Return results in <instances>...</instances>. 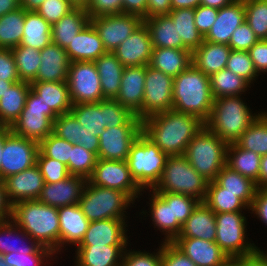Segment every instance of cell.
Instances as JSON below:
<instances>
[{"instance_id": "obj_1", "label": "cell", "mask_w": 267, "mask_h": 266, "mask_svg": "<svg viewBox=\"0 0 267 266\" xmlns=\"http://www.w3.org/2000/svg\"><path fill=\"white\" fill-rule=\"evenodd\" d=\"M198 117L174 109L142 120V133L168 156L185 155L188 143L204 127Z\"/></svg>"}, {"instance_id": "obj_2", "label": "cell", "mask_w": 267, "mask_h": 266, "mask_svg": "<svg viewBox=\"0 0 267 266\" xmlns=\"http://www.w3.org/2000/svg\"><path fill=\"white\" fill-rule=\"evenodd\" d=\"M11 220L39 245L59 252L58 208L38 199L20 201L12 206Z\"/></svg>"}, {"instance_id": "obj_3", "label": "cell", "mask_w": 267, "mask_h": 266, "mask_svg": "<svg viewBox=\"0 0 267 266\" xmlns=\"http://www.w3.org/2000/svg\"><path fill=\"white\" fill-rule=\"evenodd\" d=\"M210 77L191 64L174 77V110L198 117L204 123L208 120L213 107Z\"/></svg>"}, {"instance_id": "obj_4", "label": "cell", "mask_w": 267, "mask_h": 266, "mask_svg": "<svg viewBox=\"0 0 267 266\" xmlns=\"http://www.w3.org/2000/svg\"><path fill=\"white\" fill-rule=\"evenodd\" d=\"M240 97L239 95L215 98L211 114L205 122V126L227 144L236 143L260 115L252 114Z\"/></svg>"}, {"instance_id": "obj_5", "label": "cell", "mask_w": 267, "mask_h": 266, "mask_svg": "<svg viewBox=\"0 0 267 266\" xmlns=\"http://www.w3.org/2000/svg\"><path fill=\"white\" fill-rule=\"evenodd\" d=\"M228 144L205 125L188 143L185 156L190 165L207 181H215L226 165Z\"/></svg>"}, {"instance_id": "obj_6", "label": "cell", "mask_w": 267, "mask_h": 266, "mask_svg": "<svg viewBox=\"0 0 267 266\" xmlns=\"http://www.w3.org/2000/svg\"><path fill=\"white\" fill-rule=\"evenodd\" d=\"M209 181L189 163L185 155L169 156L162 176L153 188L157 193H178L204 202Z\"/></svg>"}, {"instance_id": "obj_7", "label": "cell", "mask_w": 267, "mask_h": 266, "mask_svg": "<svg viewBox=\"0 0 267 266\" xmlns=\"http://www.w3.org/2000/svg\"><path fill=\"white\" fill-rule=\"evenodd\" d=\"M168 157L143 133L132 143L127 163L132 178L143 191L157 185Z\"/></svg>"}, {"instance_id": "obj_8", "label": "cell", "mask_w": 267, "mask_h": 266, "mask_svg": "<svg viewBox=\"0 0 267 266\" xmlns=\"http://www.w3.org/2000/svg\"><path fill=\"white\" fill-rule=\"evenodd\" d=\"M131 203L133 204L134 200L127 193L95 186L87 180L78 204L85 217L92 222L125 219L126 209Z\"/></svg>"}, {"instance_id": "obj_9", "label": "cell", "mask_w": 267, "mask_h": 266, "mask_svg": "<svg viewBox=\"0 0 267 266\" xmlns=\"http://www.w3.org/2000/svg\"><path fill=\"white\" fill-rule=\"evenodd\" d=\"M57 116L52 108H47L46 104L30 90L25 107L10 127V131L40 143L53 132V121Z\"/></svg>"}, {"instance_id": "obj_10", "label": "cell", "mask_w": 267, "mask_h": 266, "mask_svg": "<svg viewBox=\"0 0 267 266\" xmlns=\"http://www.w3.org/2000/svg\"><path fill=\"white\" fill-rule=\"evenodd\" d=\"M215 220V242L229 258L250 255L259 249L255 244H251L245 239L247 221L243 213H215Z\"/></svg>"}, {"instance_id": "obj_11", "label": "cell", "mask_w": 267, "mask_h": 266, "mask_svg": "<svg viewBox=\"0 0 267 266\" xmlns=\"http://www.w3.org/2000/svg\"><path fill=\"white\" fill-rule=\"evenodd\" d=\"M73 105L104 100L100 77L94 61L71 62L67 79Z\"/></svg>"}, {"instance_id": "obj_12", "label": "cell", "mask_w": 267, "mask_h": 266, "mask_svg": "<svg viewBox=\"0 0 267 266\" xmlns=\"http://www.w3.org/2000/svg\"><path fill=\"white\" fill-rule=\"evenodd\" d=\"M39 143L15 135L11 131L4 138L0 164V180L20 173L37 163Z\"/></svg>"}, {"instance_id": "obj_13", "label": "cell", "mask_w": 267, "mask_h": 266, "mask_svg": "<svg viewBox=\"0 0 267 266\" xmlns=\"http://www.w3.org/2000/svg\"><path fill=\"white\" fill-rule=\"evenodd\" d=\"M174 78L146 65L144 100L142 111L137 115L141 120L173 108Z\"/></svg>"}, {"instance_id": "obj_14", "label": "cell", "mask_w": 267, "mask_h": 266, "mask_svg": "<svg viewBox=\"0 0 267 266\" xmlns=\"http://www.w3.org/2000/svg\"><path fill=\"white\" fill-rule=\"evenodd\" d=\"M87 180L95 186L127 193L134 201L143 192L132 178L127 161L98 159Z\"/></svg>"}, {"instance_id": "obj_15", "label": "cell", "mask_w": 267, "mask_h": 266, "mask_svg": "<svg viewBox=\"0 0 267 266\" xmlns=\"http://www.w3.org/2000/svg\"><path fill=\"white\" fill-rule=\"evenodd\" d=\"M142 133V120L132 125L107 127L99 136L98 159L127 161L132 143Z\"/></svg>"}, {"instance_id": "obj_16", "label": "cell", "mask_w": 267, "mask_h": 266, "mask_svg": "<svg viewBox=\"0 0 267 266\" xmlns=\"http://www.w3.org/2000/svg\"><path fill=\"white\" fill-rule=\"evenodd\" d=\"M142 22L141 17L124 13L90 18L107 52H113Z\"/></svg>"}, {"instance_id": "obj_17", "label": "cell", "mask_w": 267, "mask_h": 266, "mask_svg": "<svg viewBox=\"0 0 267 266\" xmlns=\"http://www.w3.org/2000/svg\"><path fill=\"white\" fill-rule=\"evenodd\" d=\"M152 48L148 28L142 22L113 53L124 67L146 66L150 63Z\"/></svg>"}, {"instance_id": "obj_18", "label": "cell", "mask_w": 267, "mask_h": 266, "mask_svg": "<svg viewBox=\"0 0 267 266\" xmlns=\"http://www.w3.org/2000/svg\"><path fill=\"white\" fill-rule=\"evenodd\" d=\"M4 183L7 199L12 206L20 201L38 199L45 185L37 164L9 176L4 180Z\"/></svg>"}, {"instance_id": "obj_19", "label": "cell", "mask_w": 267, "mask_h": 266, "mask_svg": "<svg viewBox=\"0 0 267 266\" xmlns=\"http://www.w3.org/2000/svg\"><path fill=\"white\" fill-rule=\"evenodd\" d=\"M87 179L80 175H70L56 183H45L38 200L52 207L78 204Z\"/></svg>"}, {"instance_id": "obj_20", "label": "cell", "mask_w": 267, "mask_h": 266, "mask_svg": "<svg viewBox=\"0 0 267 266\" xmlns=\"http://www.w3.org/2000/svg\"><path fill=\"white\" fill-rule=\"evenodd\" d=\"M146 66L124 67L116 101L137 116L142 111Z\"/></svg>"}, {"instance_id": "obj_21", "label": "cell", "mask_w": 267, "mask_h": 266, "mask_svg": "<svg viewBox=\"0 0 267 266\" xmlns=\"http://www.w3.org/2000/svg\"><path fill=\"white\" fill-rule=\"evenodd\" d=\"M126 219H105L89 223L79 245H128Z\"/></svg>"}, {"instance_id": "obj_22", "label": "cell", "mask_w": 267, "mask_h": 266, "mask_svg": "<svg viewBox=\"0 0 267 266\" xmlns=\"http://www.w3.org/2000/svg\"><path fill=\"white\" fill-rule=\"evenodd\" d=\"M172 243L196 266H218L229 258L215 241L177 237Z\"/></svg>"}, {"instance_id": "obj_23", "label": "cell", "mask_w": 267, "mask_h": 266, "mask_svg": "<svg viewBox=\"0 0 267 266\" xmlns=\"http://www.w3.org/2000/svg\"><path fill=\"white\" fill-rule=\"evenodd\" d=\"M41 64L34 81H67L70 59L64 48L51 42L40 50Z\"/></svg>"}, {"instance_id": "obj_24", "label": "cell", "mask_w": 267, "mask_h": 266, "mask_svg": "<svg viewBox=\"0 0 267 266\" xmlns=\"http://www.w3.org/2000/svg\"><path fill=\"white\" fill-rule=\"evenodd\" d=\"M244 20V3L234 0L231 4L218 9L217 18L204 40L229 45L232 33Z\"/></svg>"}, {"instance_id": "obj_25", "label": "cell", "mask_w": 267, "mask_h": 266, "mask_svg": "<svg viewBox=\"0 0 267 266\" xmlns=\"http://www.w3.org/2000/svg\"><path fill=\"white\" fill-rule=\"evenodd\" d=\"M59 216V252L65 244L78 246L84 238L90 221L85 217L79 204L58 208ZM63 245V246H62Z\"/></svg>"}, {"instance_id": "obj_26", "label": "cell", "mask_w": 267, "mask_h": 266, "mask_svg": "<svg viewBox=\"0 0 267 266\" xmlns=\"http://www.w3.org/2000/svg\"><path fill=\"white\" fill-rule=\"evenodd\" d=\"M71 62L95 61L107 51L93 25L89 22L65 48Z\"/></svg>"}, {"instance_id": "obj_27", "label": "cell", "mask_w": 267, "mask_h": 266, "mask_svg": "<svg viewBox=\"0 0 267 266\" xmlns=\"http://www.w3.org/2000/svg\"><path fill=\"white\" fill-rule=\"evenodd\" d=\"M231 47L227 44L203 43L192 52V64L205 75L211 76L226 67Z\"/></svg>"}, {"instance_id": "obj_28", "label": "cell", "mask_w": 267, "mask_h": 266, "mask_svg": "<svg viewBox=\"0 0 267 266\" xmlns=\"http://www.w3.org/2000/svg\"><path fill=\"white\" fill-rule=\"evenodd\" d=\"M127 245H78L74 262L79 266H121Z\"/></svg>"}, {"instance_id": "obj_29", "label": "cell", "mask_w": 267, "mask_h": 266, "mask_svg": "<svg viewBox=\"0 0 267 266\" xmlns=\"http://www.w3.org/2000/svg\"><path fill=\"white\" fill-rule=\"evenodd\" d=\"M30 86V90L46 104L47 108H52L57 115L70 112L73 104L67 81H33Z\"/></svg>"}, {"instance_id": "obj_30", "label": "cell", "mask_w": 267, "mask_h": 266, "mask_svg": "<svg viewBox=\"0 0 267 266\" xmlns=\"http://www.w3.org/2000/svg\"><path fill=\"white\" fill-rule=\"evenodd\" d=\"M178 237L197 238L214 242L216 240L215 213L204 202H200L182 225V230Z\"/></svg>"}, {"instance_id": "obj_31", "label": "cell", "mask_w": 267, "mask_h": 266, "mask_svg": "<svg viewBox=\"0 0 267 266\" xmlns=\"http://www.w3.org/2000/svg\"><path fill=\"white\" fill-rule=\"evenodd\" d=\"M143 22L148 28L152 47L187 49L178 35L176 24H173L169 15L153 16L144 19Z\"/></svg>"}, {"instance_id": "obj_32", "label": "cell", "mask_w": 267, "mask_h": 266, "mask_svg": "<svg viewBox=\"0 0 267 266\" xmlns=\"http://www.w3.org/2000/svg\"><path fill=\"white\" fill-rule=\"evenodd\" d=\"M192 64V52L188 49L152 48L149 66L173 78Z\"/></svg>"}, {"instance_id": "obj_33", "label": "cell", "mask_w": 267, "mask_h": 266, "mask_svg": "<svg viewBox=\"0 0 267 266\" xmlns=\"http://www.w3.org/2000/svg\"><path fill=\"white\" fill-rule=\"evenodd\" d=\"M30 83H14L0 98V126L11 127L23 111Z\"/></svg>"}, {"instance_id": "obj_34", "label": "cell", "mask_w": 267, "mask_h": 266, "mask_svg": "<svg viewBox=\"0 0 267 266\" xmlns=\"http://www.w3.org/2000/svg\"><path fill=\"white\" fill-rule=\"evenodd\" d=\"M94 63L100 77L104 99H115L121 86L124 66L113 52H106Z\"/></svg>"}, {"instance_id": "obj_35", "label": "cell", "mask_w": 267, "mask_h": 266, "mask_svg": "<svg viewBox=\"0 0 267 266\" xmlns=\"http://www.w3.org/2000/svg\"><path fill=\"white\" fill-rule=\"evenodd\" d=\"M89 22L90 17L86 9L74 8L52 25V42L65 49Z\"/></svg>"}, {"instance_id": "obj_36", "label": "cell", "mask_w": 267, "mask_h": 266, "mask_svg": "<svg viewBox=\"0 0 267 266\" xmlns=\"http://www.w3.org/2000/svg\"><path fill=\"white\" fill-rule=\"evenodd\" d=\"M224 191L235 193L248 208L251 206L255 194L257 192V185L252 179L239 174L225 165L217 175L215 180Z\"/></svg>"}, {"instance_id": "obj_37", "label": "cell", "mask_w": 267, "mask_h": 266, "mask_svg": "<svg viewBox=\"0 0 267 266\" xmlns=\"http://www.w3.org/2000/svg\"><path fill=\"white\" fill-rule=\"evenodd\" d=\"M261 155L241 148L237 143L228 144L226 165L239 174L252 179L259 188Z\"/></svg>"}, {"instance_id": "obj_38", "label": "cell", "mask_w": 267, "mask_h": 266, "mask_svg": "<svg viewBox=\"0 0 267 266\" xmlns=\"http://www.w3.org/2000/svg\"><path fill=\"white\" fill-rule=\"evenodd\" d=\"M52 25L36 11H25L23 38L20 45L42 50L52 42Z\"/></svg>"}, {"instance_id": "obj_39", "label": "cell", "mask_w": 267, "mask_h": 266, "mask_svg": "<svg viewBox=\"0 0 267 266\" xmlns=\"http://www.w3.org/2000/svg\"><path fill=\"white\" fill-rule=\"evenodd\" d=\"M151 190L149 213L152 215V224L166 235L165 241L162 242H173L181 233L182 225L179 222H172L171 205H168L156 191Z\"/></svg>"}, {"instance_id": "obj_40", "label": "cell", "mask_w": 267, "mask_h": 266, "mask_svg": "<svg viewBox=\"0 0 267 266\" xmlns=\"http://www.w3.org/2000/svg\"><path fill=\"white\" fill-rule=\"evenodd\" d=\"M168 15L172 18L173 24H176L178 35L188 50L193 52L203 43L204 37L195 26V9H175Z\"/></svg>"}, {"instance_id": "obj_41", "label": "cell", "mask_w": 267, "mask_h": 266, "mask_svg": "<svg viewBox=\"0 0 267 266\" xmlns=\"http://www.w3.org/2000/svg\"><path fill=\"white\" fill-rule=\"evenodd\" d=\"M13 239H15L14 242H19L20 240L21 242L16 245L14 242L11 243ZM24 239L25 242H27L26 239L29 240L27 242L30 244L29 246L28 244L24 245L25 242L22 243ZM39 246L40 245L36 241H34L26 232L18 227L11 219L0 222V253L4 255L12 252L31 254Z\"/></svg>"}, {"instance_id": "obj_42", "label": "cell", "mask_w": 267, "mask_h": 266, "mask_svg": "<svg viewBox=\"0 0 267 266\" xmlns=\"http://www.w3.org/2000/svg\"><path fill=\"white\" fill-rule=\"evenodd\" d=\"M70 113L80 125L94 136H100L105 129V99L97 103H78L72 105Z\"/></svg>"}, {"instance_id": "obj_43", "label": "cell", "mask_w": 267, "mask_h": 266, "mask_svg": "<svg viewBox=\"0 0 267 266\" xmlns=\"http://www.w3.org/2000/svg\"><path fill=\"white\" fill-rule=\"evenodd\" d=\"M251 85L243 77L224 68L210 76V86L213 98L224 96H241ZM243 92V93H242Z\"/></svg>"}, {"instance_id": "obj_44", "label": "cell", "mask_w": 267, "mask_h": 266, "mask_svg": "<svg viewBox=\"0 0 267 266\" xmlns=\"http://www.w3.org/2000/svg\"><path fill=\"white\" fill-rule=\"evenodd\" d=\"M25 10L18 8L0 17V48L19 46L23 38Z\"/></svg>"}, {"instance_id": "obj_45", "label": "cell", "mask_w": 267, "mask_h": 266, "mask_svg": "<svg viewBox=\"0 0 267 266\" xmlns=\"http://www.w3.org/2000/svg\"><path fill=\"white\" fill-rule=\"evenodd\" d=\"M204 203L214 213L242 212L243 209H249L235 193L224 191L216 181L209 182Z\"/></svg>"}, {"instance_id": "obj_46", "label": "cell", "mask_w": 267, "mask_h": 266, "mask_svg": "<svg viewBox=\"0 0 267 266\" xmlns=\"http://www.w3.org/2000/svg\"><path fill=\"white\" fill-rule=\"evenodd\" d=\"M236 143L261 156L267 154V112H261Z\"/></svg>"}, {"instance_id": "obj_47", "label": "cell", "mask_w": 267, "mask_h": 266, "mask_svg": "<svg viewBox=\"0 0 267 266\" xmlns=\"http://www.w3.org/2000/svg\"><path fill=\"white\" fill-rule=\"evenodd\" d=\"M20 81L31 83L36 79L41 64L40 50L19 45L11 49Z\"/></svg>"}, {"instance_id": "obj_48", "label": "cell", "mask_w": 267, "mask_h": 266, "mask_svg": "<svg viewBox=\"0 0 267 266\" xmlns=\"http://www.w3.org/2000/svg\"><path fill=\"white\" fill-rule=\"evenodd\" d=\"M168 205H171L172 222H179L183 225L191 216L194 209L201 202L200 200L178 193H158Z\"/></svg>"}, {"instance_id": "obj_49", "label": "cell", "mask_w": 267, "mask_h": 266, "mask_svg": "<svg viewBox=\"0 0 267 266\" xmlns=\"http://www.w3.org/2000/svg\"><path fill=\"white\" fill-rule=\"evenodd\" d=\"M245 21L259 39H267V0L244 3Z\"/></svg>"}, {"instance_id": "obj_50", "label": "cell", "mask_w": 267, "mask_h": 266, "mask_svg": "<svg viewBox=\"0 0 267 266\" xmlns=\"http://www.w3.org/2000/svg\"><path fill=\"white\" fill-rule=\"evenodd\" d=\"M97 160L95 153L83 148L80 144H73L67 168L71 175H80L88 179L93 173Z\"/></svg>"}, {"instance_id": "obj_51", "label": "cell", "mask_w": 267, "mask_h": 266, "mask_svg": "<svg viewBox=\"0 0 267 266\" xmlns=\"http://www.w3.org/2000/svg\"><path fill=\"white\" fill-rule=\"evenodd\" d=\"M53 133L73 144L83 142L84 127L69 112L58 115L53 121Z\"/></svg>"}, {"instance_id": "obj_52", "label": "cell", "mask_w": 267, "mask_h": 266, "mask_svg": "<svg viewBox=\"0 0 267 266\" xmlns=\"http://www.w3.org/2000/svg\"><path fill=\"white\" fill-rule=\"evenodd\" d=\"M73 143L59 138L53 132L49 134L44 140L39 143V150L49 158L57 160L66 166L69 164L71 159V149Z\"/></svg>"}, {"instance_id": "obj_53", "label": "cell", "mask_w": 267, "mask_h": 266, "mask_svg": "<svg viewBox=\"0 0 267 266\" xmlns=\"http://www.w3.org/2000/svg\"><path fill=\"white\" fill-rule=\"evenodd\" d=\"M225 68L243 77L250 84L259 76L248 51L231 50Z\"/></svg>"}, {"instance_id": "obj_54", "label": "cell", "mask_w": 267, "mask_h": 266, "mask_svg": "<svg viewBox=\"0 0 267 266\" xmlns=\"http://www.w3.org/2000/svg\"><path fill=\"white\" fill-rule=\"evenodd\" d=\"M138 119L115 99H105V128L132 125Z\"/></svg>"}, {"instance_id": "obj_55", "label": "cell", "mask_w": 267, "mask_h": 266, "mask_svg": "<svg viewBox=\"0 0 267 266\" xmlns=\"http://www.w3.org/2000/svg\"><path fill=\"white\" fill-rule=\"evenodd\" d=\"M36 164L41 171L45 183H56L71 175L65 164L46 157L40 150L38 152Z\"/></svg>"}, {"instance_id": "obj_56", "label": "cell", "mask_w": 267, "mask_h": 266, "mask_svg": "<svg viewBox=\"0 0 267 266\" xmlns=\"http://www.w3.org/2000/svg\"><path fill=\"white\" fill-rule=\"evenodd\" d=\"M53 254L52 250L40 245L31 254L12 252L5 254L4 259L12 266H42L45 260H50V257L52 259Z\"/></svg>"}, {"instance_id": "obj_57", "label": "cell", "mask_w": 267, "mask_h": 266, "mask_svg": "<svg viewBox=\"0 0 267 266\" xmlns=\"http://www.w3.org/2000/svg\"><path fill=\"white\" fill-rule=\"evenodd\" d=\"M73 9L69 0H45L36 12L53 25Z\"/></svg>"}, {"instance_id": "obj_58", "label": "cell", "mask_w": 267, "mask_h": 266, "mask_svg": "<svg viewBox=\"0 0 267 266\" xmlns=\"http://www.w3.org/2000/svg\"><path fill=\"white\" fill-rule=\"evenodd\" d=\"M161 246L157 253L125 249L121 266H161Z\"/></svg>"}, {"instance_id": "obj_59", "label": "cell", "mask_w": 267, "mask_h": 266, "mask_svg": "<svg viewBox=\"0 0 267 266\" xmlns=\"http://www.w3.org/2000/svg\"><path fill=\"white\" fill-rule=\"evenodd\" d=\"M258 40L259 38L244 20L232 33L229 46L235 51H249Z\"/></svg>"}, {"instance_id": "obj_60", "label": "cell", "mask_w": 267, "mask_h": 266, "mask_svg": "<svg viewBox=\"0 0 267 266\" xmlns=\"http://www.w3.org/2000/svg\"><path fill=\"white\" fill-rule=\"evenodd\" d=\"M161 258V266H196V264L172 242H163L161 244Z\"/></svg>"}, {"instance_id": "obj_61", "label": "cell", "mask_w": 267, "mask_h": 266, "mask_svg": "<svg viewBox=\"0 0 267 266\" xmlns=\"http://www.w3.org/2000/svg\"><path fill=\"white\" fill-rule=\"evenodd\" d=\"M123 0H88L86 9L90 18L122 13Z\"/></svg>"}, {"instance_id": "obj_62", "label": "cell", "mask_w": 267, "mask_h": 266, "mask_svg": "<svg viewBox=\"0 0 267 266\" xmlns=\"http://www.w3.org/2000/svg\"><path fill=\"white\" fill-rule=\"evenodd\" d=\"M218 15V9L199 5L195 8V26L197 30L205 37L210 31Z\"/></svg>"}, {"instance_id": "obj_63", "label": "cell", "mask_w": 267, "mask_h": 266, "mask_svg": "<svg viewBox=\"0 0 267 266\" xmlns=\"http://www.w3.org/2000/svg\"><path fill=\"white\" fill-rule=\"evenodd\" d=\"M20 81L11 49L0 48V80Z\"/></svg>"}, {"instance_id": "obj_64", "label": "cell", "mask_w": 267, "mask_h": 266, "mask_svg": "<svg viewBox=\"0 0 267 266\" xmlns=\"http://www.w3.org/2000/svg\"><path fill=\"white\" fill-rule=\"evenodd\" d=\"M248 52L257 73L267 72V39H259Z\"/></svg>"}, {"instance_id": "obj_65", "label": "cell", "mask_w": 267, "mask_h": 266, "mask_svg": "<svg viewBox=\"0 0 267 266\" xmlns=\"http://www.w3.org/2000/svg\"><path fill=\"white\" fill-rule=\"evenodd\" d=\"M267 225V188H258L249 211Z\"/></svg>"}, {"instance_id": "obj_66", "label": "cell", "mask_w": 267, "mask_h": 266, "mask_svg": "<svg viewBox=\"0 0 267 266\" xmlns=\"http://www.w3.org/2000/svg\"><path fill=\"white\" fill-rule=\"evenodd\" d=\"M147 0H123L122 13L133 14L146 19Z\"/></svg>"}, {"instance_id": "obj_67", "label": "cell", "mask_w": 267, "mask_h": 266, "mask_svg": "<svg viewBox=\"0 0 267 266\" xmlns=\"http://www.w3.org/2000/svg\"><path fill=\"white\" fill-rule=\"evenodd\" d=\"M171 0H147L146 19L171 12Z\"/></svg>"}, {"instance_id": "obj_68", "label": "cell", "mask_w": 267, "mask_h": 266, "mask_svg": "<svg viewBox=\"0 0 267 266\" xmlns=\"http://www.w3.org/2000/svg\"><path fill=\"white\" fill-rule=\"evenodd\" d=\"M238 266H267V256L258 249L253 254L238 257Z\"/></svg>"}, {"instance_id": "obj_69", "label": "cell", "mask_w": 267, "mask_h": 266, "mask_svg": "<svg viewBox=\"0 0 267 266\" xmlns=\"http://www.w3.org/2000/svg\"><path fill=\"white\" fill-rule=\"evenodd\" d=\"M11 216L12 205L7 199L5 183L0 180V222L11 219Z\"/></svg>"}, {"instance_id": "obj_70", "label": "cell", "mask_w": 267, "mask_h": 266, "mask_svg": "<svg viewBox=\"0 0 267 266\" xmlns=\"http://www.w3.org/2000/svg\"><path fill=\"white\" fill-rule=\"evenodd\" d=\"M83 148L95 153L98 157L99 137L94 136L90 131L84 128L83 142H80Z\"/></svg>"}, {"instance_id": "obj_71", "label": "cell", "mask_w": 267, "mask_h": 266, "mask_svg": "<svg viewBox=\"0 0 267 266\" xmlns=\"http://www.w3.org/2000/svg\"><path fill=\"white\" fill-rule=\"evenodd\" d=\"M201 3V0H171V9H183V8H197Z\"/></svg>"}, {"instance_id": "obj_72", "label": "cell", "mask_w": 267, "mask_h": 266, "mask_svg": "<svg viewBox=\"0 0 267 266\" xmlns=\"http://www.w3.org/2000/svg\"><path fill=\"white\" fill-rule=\"evenodd\" d=\"M20 8V0H0V17Z\"/></svg>"}, {"instance_id": "obj_73", "label": "cell", "mask_w": 267, "mask_h": 266, "mask_svg": "<svg viewBox=\"0 0 267 266\" xmlns=\"http://www.w3.org/2000/svg\"><path fill=\"white\" fill-rule=\"evenodd\" d=\"M259 188H267V154L261 156Z\"/></svg>"}, {"instance_id": "obj_74", "label": "cell", "mask_w": 267, "mask_h": 266, "mask_svg": "<svg viewBox=\"0 0 267 266\" xmlns=\"http://www.w3.org/2000/svg\"><path fill=\"white\" fill-rule=\"evenodd\" d=\"M45 0H20V7L25 11H36Z\"/></svg>"}, {"instance_id": "obj_75", "label": "cell", "mask_w": 267, "mask_h": 266, "mask_svg": "<svg viewBox=\"0 0 267 266\" xmlns=\"http://www.w3.org/2000/svg\"><path fill=\"white\" fill-rule=\"evenodd\" d=\"M233 1L234 0H201L200 5L221 9L224 6L231 4Z\"/></svg>"}, {"instance_id": "obj_76", "label": "cell", "mask_w": 267, "mask_h": 266, "mask_svg": "<svg viewBox=\"0 0 267 266\" xmlns=\"http://www.w3.org/2000/svg\"><path fill=\"white\" fill-rule=\"evenodd\" d=\"M9 132H10V127L0 126V164H1L2 150L4 147V138Z\"/></svg>"}, {"instance_id": "obj_77", "label": "cell", "mask_w": 267, "mask_h": 266, "mask_svg": "<svg viewBox=\"0 0 267 266\" xmlns=\"http://www.w3.org/2000/svg\"><path fill=\"white\" fill-rule=\"evenodd\" d=\"M19 81H6V80H0V98L2 95L7 91L8 88H10L14 83H17Z\"/></svg>"}, {"instance_id": "obj_78", "label": "cell", "mask_w": 267, "mask_h": 266, "mask_svg": "<svg viewBox=\"0 0 267 266\" xmlns=\"http://www.w3.org/2000/svg\"><path fill=\"white\" fill-rule=\"evenodd\" d=\"M69 2L74 8L87 9L88 7V0H69Z\"/></svg>"}, {"instance_id": "obj_79", "label": "cell", "mask_w": 267, "mask_h": 266, "mask_svg": "<svg viewBox=\"0 0 267 266\" xmlns=\"http://www.w3.org/2000/svg\"><path fill=\"white\" fill-rule=\"evenodd\" d=\"M218 266H238V257L227 258L222 264Z\"/></svg>"}, {"instance_id": "obj_80", "label": "cell", "mask_w": 267, "mask_h": 266, "mask_svg": "<svg viewBox=\"0 0 267 266\" xmlns=\"http://www.w3.org/2000/svg\"><path fill=\"white\" fill-rule=\"evenodd\" d=\"M0 266H12L8 263H6L5 259H4V254L0 253Z\"/></svg>"}]
</instances>
